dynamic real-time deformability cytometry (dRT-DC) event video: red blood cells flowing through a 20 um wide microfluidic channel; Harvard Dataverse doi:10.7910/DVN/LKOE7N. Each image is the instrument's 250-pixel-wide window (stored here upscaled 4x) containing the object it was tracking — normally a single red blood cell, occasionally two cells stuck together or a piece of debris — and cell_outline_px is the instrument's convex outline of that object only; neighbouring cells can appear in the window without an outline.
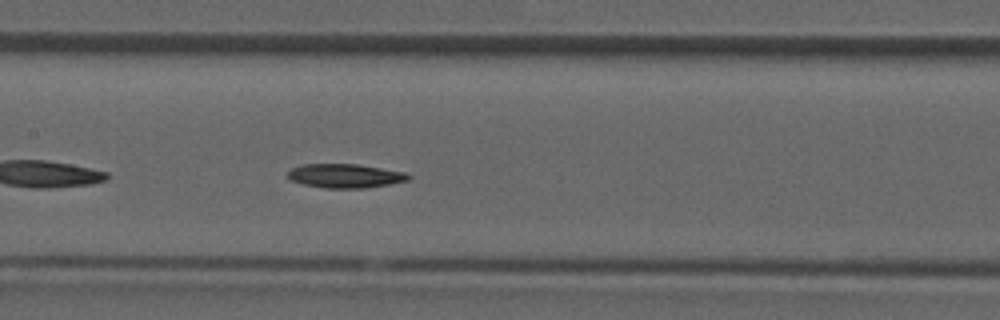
{"species": "common noctule bat (a hibernating species)", "species_latin": "Nyctalus noctula", "temperature_condition": "room temperature", "stored_images_in_passage": 35, "camera_frame_rate_fps": 3000, "um_per_image_px": 0.085, "animal": {"sex": "male", "forearm_length_mm": 52.5}, "frame": {"image": 1, "passage_image": 16, "time_ms": 5.0, "image_size_px": [1000, 320], "cell_outline_px": [[412, 176], [408, 180], [388, 184], [364, 188], [324, 188], [304, 184], [292, 180], [284, 176], [292, 168], [304, 164], [356, 164], [408, 172]], "centroid_in_image_um": [29.35, 14.94], "position_along_channel_um": 178.1, "area_um2": 16.88}}